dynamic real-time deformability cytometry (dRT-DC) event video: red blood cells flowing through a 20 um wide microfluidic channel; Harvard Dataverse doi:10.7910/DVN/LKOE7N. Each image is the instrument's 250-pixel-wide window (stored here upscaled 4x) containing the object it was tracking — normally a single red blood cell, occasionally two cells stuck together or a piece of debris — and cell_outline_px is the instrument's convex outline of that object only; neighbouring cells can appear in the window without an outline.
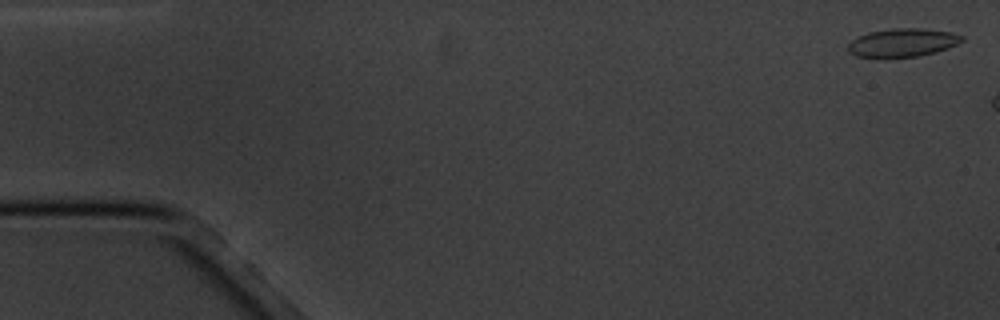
{"species": "common noctule bat (a hibernating species)", "species_latin": "Nyctalus noctula", "temperature_condition": "cold", "stored_images_in_passage": 3, "camera_frame_rate_fps": 3000, "um_per_image_px": 0.085, "animal": {"sex": "male", "body_mass_g": 20.1, "forearm_length_mm": 53.5}, "frame": {"image": 1, "passage_image": 1, "time_ms": 0.0, "image_size_px": [1000, 320], "cell_outline_px": [[964, 40], [948, 48], [936, 52], [920, 56], [856, 56], [848, 52], [848, 44], [852, 40], [868, 32], [892, 28], [920, 28], [948, 32], [964, 36]], "centroid_in_image_um": [76.73, 3.61], "position_along_channel_um": 8.3, "area_um2": 18.44}}